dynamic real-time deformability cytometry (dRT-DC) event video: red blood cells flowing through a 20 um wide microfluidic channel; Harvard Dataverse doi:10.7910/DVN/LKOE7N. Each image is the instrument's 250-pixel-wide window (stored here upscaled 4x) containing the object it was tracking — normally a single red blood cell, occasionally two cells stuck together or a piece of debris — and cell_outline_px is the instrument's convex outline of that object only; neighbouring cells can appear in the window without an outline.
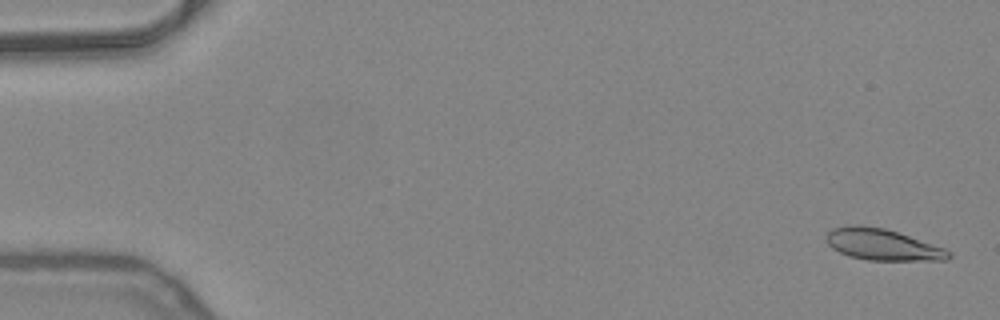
{"species": "common noctule bat (a hibernating species)", "species_latin": "Nyctalus noctula", "temperature_condition": "warm", "stored_images_in_passage": 8, "camera_frame_rate_fps": 3000, "um_per_image_px": 0.085, "animal": {"sex": "female", "body_mass_g": 24.6, "forearm_length_mm": 56.2}, "frame": {"image": 1, "passage_image": 2, "time_ms": 0.333, "image_size_px": [1000, 320], "cell_outline_px": [[952, 256], [948, 260], [868, 260], [848, 256], [832, 248], [828, 244], [828, 232], [832, 228], [848, 224], [860, 224], [884, 228], [944, 248], [952, 252]], "centroid_in_image_um": [75.0, 20.79], "position_along_channel_um": 10.0, "area_um2": 22.25}}